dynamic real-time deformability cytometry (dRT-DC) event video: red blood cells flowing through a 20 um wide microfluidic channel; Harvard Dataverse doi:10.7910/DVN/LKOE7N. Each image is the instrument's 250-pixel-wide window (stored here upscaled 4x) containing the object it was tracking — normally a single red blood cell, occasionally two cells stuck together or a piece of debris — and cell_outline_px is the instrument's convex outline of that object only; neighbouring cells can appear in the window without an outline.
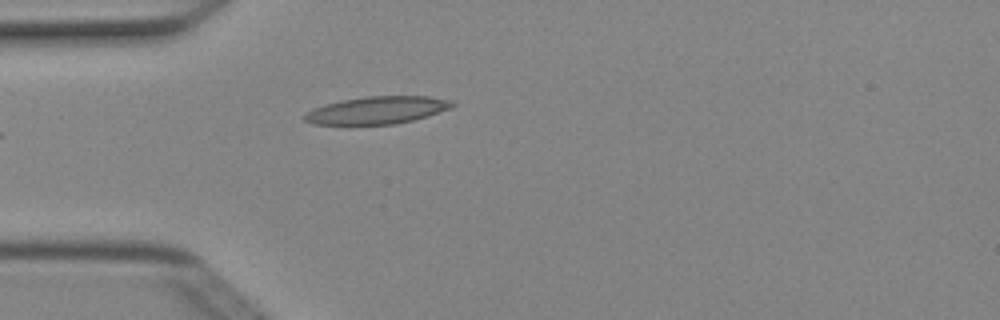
{"species": "Egyptian fruit bat (a non-hibernating species)", "species_latin": "Rousettus aegyptiacus", "temperature_condition": "cold", "stored_images_in_passage": 5, "camera_frame_rate_fps": 3000, "um_per_image_px": 0.085, "animal": {"sex": "female"}, "frame": {"image": 1, "passage_image": 5, "time_ms": 1.333, "image_size_px": [1000, 320], "cell_outline_px": [[456, 104], [452, 108], [412, 120], [392, 124], [348, 128], [312, 124], [304, 120], [300, 116], [324, 104], [340, 100], [364, 96], [428, 96], [452, 100]], "centroid_in_image_um": [31.94, 9.41], "position_along_channel_um": 53.1, "area_um2": 24.74}}